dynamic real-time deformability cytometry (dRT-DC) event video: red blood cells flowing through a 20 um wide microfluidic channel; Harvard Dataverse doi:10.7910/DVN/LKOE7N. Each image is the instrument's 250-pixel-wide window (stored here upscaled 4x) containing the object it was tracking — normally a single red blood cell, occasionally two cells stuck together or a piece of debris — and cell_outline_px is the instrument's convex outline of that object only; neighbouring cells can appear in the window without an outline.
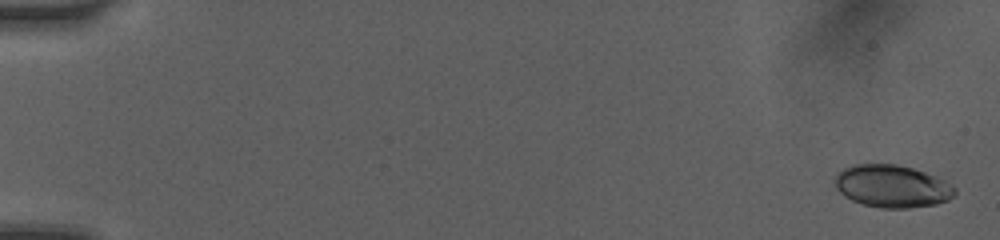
{"species": "human", "species_latin": "Homo sapiens", "temperature_condition": "room temperature", "stored_images_in_passage": 8, "camera_frame_rate_fps": 3000, "um_per_image_px": 0.085, "donor": {"sex": "female"}, "frame": {"image": 1, "passage_image": 1, "time_ms": 0.0, "image_size_px": [1000, 240], "cell_outline_px": [[956, 192], [948, 200], [936, 204], [908, 208], [880, 208], [864, 204], [852, 200], [844, 196], [836, 188], [832, 180], [836, 172], [852, 164], [896, 164], [912, 168], [936, 176], [952, 184], [956, 188]], "centroid_in_image_um": [75.79, 15.82], "position_along_channel_um": 9.2, "area_um2": 29.94}}
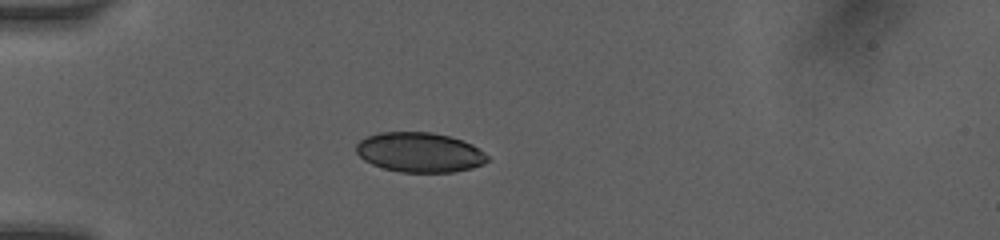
{"frame": {"image": 2, "passage_image": 6, "time_ms": 4.667, "image_size_px": [1000, 240], "cell_outline_px": [[488, 160], [484, 164], [472, 168], [452, 172], [400, 172], [384, 168], [372, 164], [364, 160], [356, 152], [356, 144], [360, 140], [368, 136], [380, 132], [432, 132], [448, 136], [472, 144], [480, 148], [488, 156]], "centroid_in_image_um": [35.68, 12.95], "position_along_channel_um": 49.3, "area_um2": 30.4}}
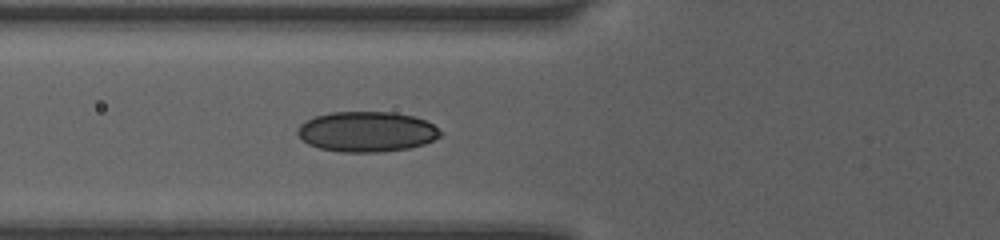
{"frame": {"image": 3, "passage_image": 8, "time_ms": 6.333, "image_size_px": [1000, 240], "cell_outline_px": [[440, 136], [424, 144], [408, 148], [380, 152], [340, 152], [320, 148], [308, 144], [296, 132], [300, 124], [304, 120], [328, 112], [392, 112], [412, 116], [424, 120], [432, 124], [440, 132]], "centroid_in_image_um": [31.13, 11.19], "position_along_channel_um": 94.7, "area_um2": 33.35}}